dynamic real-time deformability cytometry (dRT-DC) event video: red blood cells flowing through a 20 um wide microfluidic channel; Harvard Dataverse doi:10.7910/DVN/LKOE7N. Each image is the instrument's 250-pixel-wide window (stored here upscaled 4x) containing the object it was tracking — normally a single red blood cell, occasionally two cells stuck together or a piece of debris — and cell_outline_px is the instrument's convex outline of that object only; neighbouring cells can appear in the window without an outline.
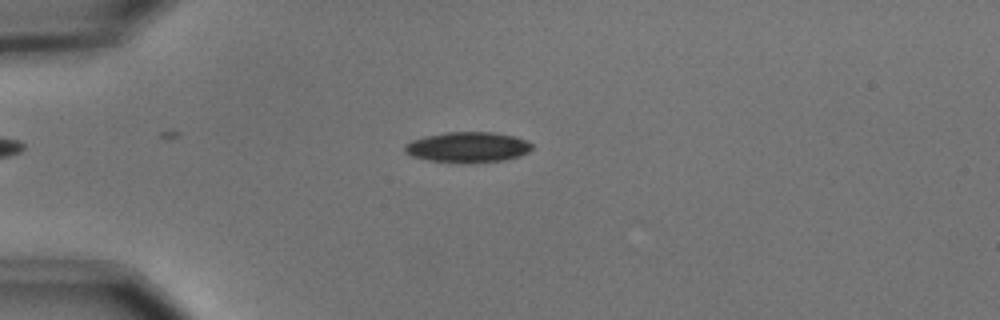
{"species": "common noctule bat (a hibernating species)", "species_latin": "Nyctalus noctula", "temperature_condition": "cold", "stored_images_in_passage": 13, "camera_frame_rate_fps": 3000, "um_per_image_px": 0.085, "animal": {"sex": "male", "body_mass_g": 15.6}, "frame": {"image": 1, "passage_image": 3, "time_ms": 0.667, "image_size_px": [1000, 320], "cell_outline_px": [[532, 148], [528, 152], [520, 156], [504, 160], [464, 164], [460, 164], [428, 160], [412, 156], [404, 152], [404, 144], [412, 140], [424, 136], [448, 132], [492, 132], [512, 136], [528, 140], [532, 144]], "centroid_in_image_um": [39.74, 12.52], "position_along_channel_um": 45.3, "area_um2": 22.89}}
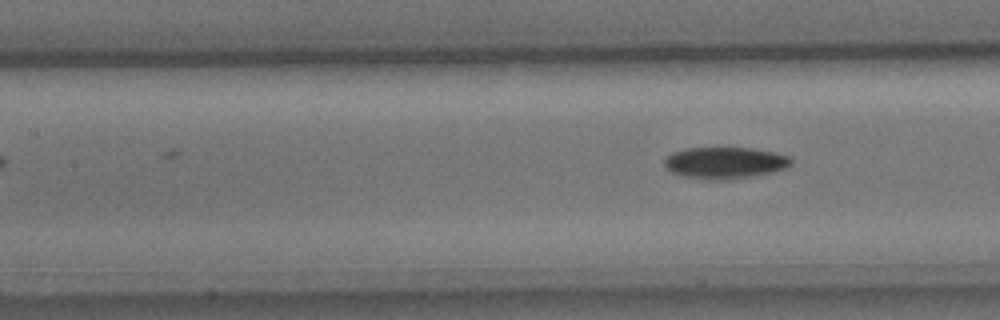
{"frame": {"image": 2, "passage_image": 13, "time_ms": 4.0, "image_size_px": [1000, 320], "cell_outline_px": [[792, 164], [776, 172], [728, 180], [708, 180], [684, 176], [672, 172], [664, 168], [664, 160], [672, 152], [688, 148], [752, 148], [792, 156]], "centroid_in_image_um": [61.63, 13.85], "position_along_channel_um": 145.8, "area_um2": 23.52}}